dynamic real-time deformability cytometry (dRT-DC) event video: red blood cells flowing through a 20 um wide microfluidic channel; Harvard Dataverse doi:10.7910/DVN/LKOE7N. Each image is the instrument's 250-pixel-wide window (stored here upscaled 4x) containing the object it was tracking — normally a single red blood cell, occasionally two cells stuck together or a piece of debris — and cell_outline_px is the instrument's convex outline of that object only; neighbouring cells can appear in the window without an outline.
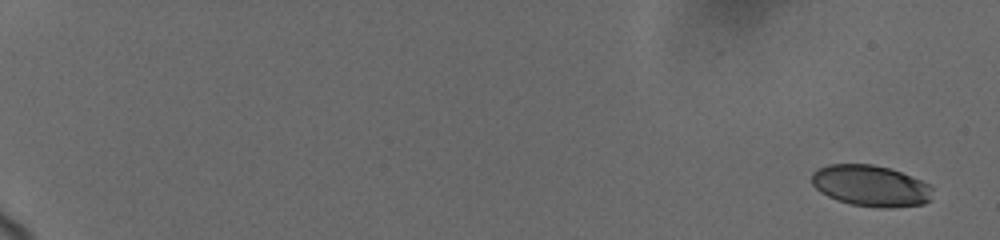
{"species": "human", "species_latin": "Homo sapiens", "temperature_condition": "cold", "stored_images_in_passage": 10, "camera_frame_rate_fps": 3000, "um_per_image_px": 0.085, "donor": {"sex": "female"}, "frame": {"image": 1, "passage_image": 1, "time_ms": 0.0, "image_size_px": [1000, 240], "cell_outline_px": [[932, 200], [924, 204], [892, 208], [876, 208], [852, 204], [836, 200], [820, 192], [812, 184], [812, 172], [828, 164], [872, 164], [888, 168], [900, 172], [920, 180], [928, 184], [932, 188]], "centroid_in_image_um": [74.02, 15.81], "position_along_channel_um": 11.0, "area_um2": 29.13}}
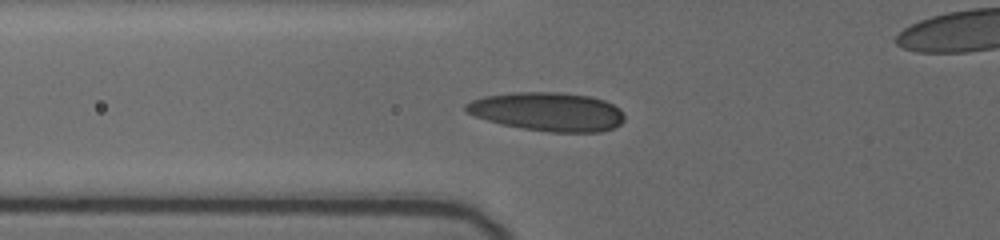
{"frame": {"image": 2, "passage_image": 8, "time_ms": 7.667, "image_size_px": [1000, 240], "cell_outline_px": [[624, 120], [620, 124], [612, 128], [600, 132], [548, 132], [520, 128], [488, 120], [476, 116], [468, 112], [464, 108], [464, 104], [472, 100], [484, 96], [512, 92], [560, 92], [592, 96], [604, 100], [620, 108], [624, 112]], "centroid_in_image_um": [46.58, 9.48], "position_along_channel_um": 79.2, "area_um2": 35.89}}
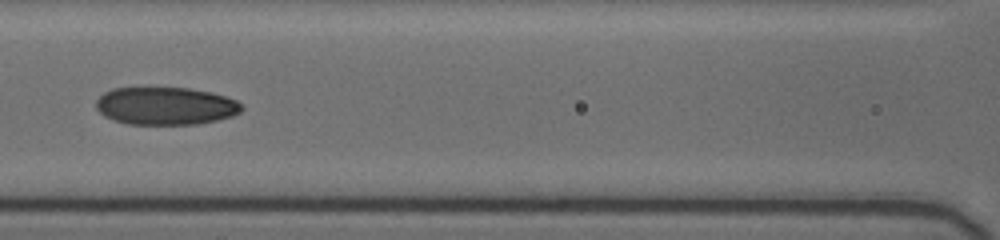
{"frame": {"image": 3, "passage_image": 10, "time_ms": 9.667, "image_size_px": [1000, 240], "cell_outline_px": [[244, 108], [240, 112], [232, 116], [216, 120], [196, 124], [128, 124], [112, 120], [104, 116], [96, 108], [96, 100], [104, 92], [112, 88], [188, 88], [212, 92], [236, 100]], "centroid_in_image_um": [14.06, 9.0], "position_along_channel_um": 152.5, "area_um2": 32.02}}